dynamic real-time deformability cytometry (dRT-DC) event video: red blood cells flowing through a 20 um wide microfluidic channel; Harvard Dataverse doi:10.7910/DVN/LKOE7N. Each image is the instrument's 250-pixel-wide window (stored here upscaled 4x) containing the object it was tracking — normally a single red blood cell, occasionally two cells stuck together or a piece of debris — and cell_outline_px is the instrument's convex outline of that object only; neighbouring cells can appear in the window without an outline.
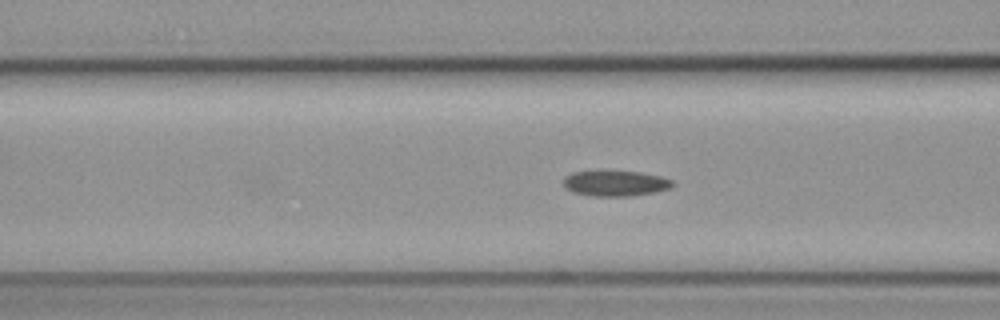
{"species": "common noctule bat (a hibernating species)", "species_latin": "Nyctalus noctula", "temperature_condition": "cold", "stored_images_in_passage": 48, "camera_frame_rate_fps": 3000, "um_per_image_px": 0.085, "animal": {"sex": "female", "body_mass_g": 19.3, "forearm_length_mm": 54.1}, "frame": {"image": 1, "passage_image": 13, "time_ms": 4.0, "image_size_px": [1000, 320], "cell_outline_px": [[676, 184], [672, 188], [632, 196], [592, 196], [572, 192], [564, 184], [564, 176], [572, 172], [640, 172], [660, 176], [672, 180]], "centroid_in_image_um": [52.34, 15.59], "position_along_channel_um": 114.3, "area_um2": 16.01}}
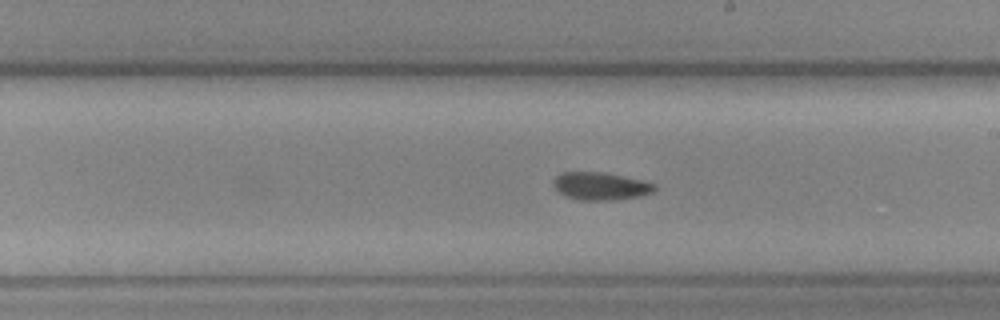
{"frame": {"image": 2, "passage_image": 23, "time_ms": 7.333, "image_size_px": [1000, 320], "cell_outline_px": [[656, 188], [652, 192], [640, 196], [612, 200], [580, 200], [568, 196], [560, 192], [552, 184], [552, 180], [556, 176], [564, 172], [604, 172], [640, 180], [656, 184]], "centroid_in_image_um": [51.04, 15.81], "position_along_channel_um": 238.0, "area_um2": 16.13}}
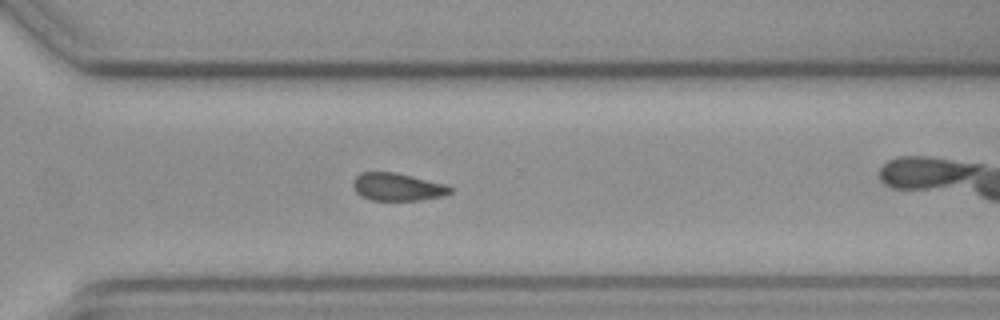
{"frame": {"image": 3, "passage_image": 31, "time_ms": 10.0, "image_size_px": [1000, 320], "cell_outline_px": [[452, 192], [444, 196], [420, 200], [372, 200], [356, 192], [352, 184], [352, 180], [360, 172], [396, 172], [448, 184], [452, 188]], "centroid_in_image_um": [33.82, 15.87], "position_along_channel_um": 336.8, "area_um2": 15.84}}